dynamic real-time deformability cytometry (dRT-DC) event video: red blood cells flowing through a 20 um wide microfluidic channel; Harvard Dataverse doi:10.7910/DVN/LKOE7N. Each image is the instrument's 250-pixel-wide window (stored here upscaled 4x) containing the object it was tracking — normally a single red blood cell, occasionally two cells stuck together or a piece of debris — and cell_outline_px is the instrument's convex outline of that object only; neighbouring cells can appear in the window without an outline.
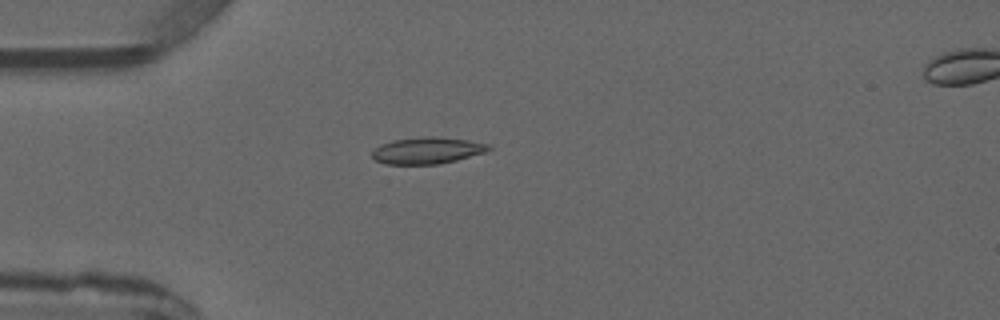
{"species": "common noctule bat (a hibernating species)", "species_latin": "Nyctalus noctula", "temperature_condition": "warm", "stored_images_in_passage": 5, "camera_frame_rate_fps": 3000, "um_per_image_px": 0.085, "animal": {"sex": "male", "forearm_length_mm": 52.5}, "frame": {"image": 1, "passage_image": 4, "time_ms": 3.667, "image_size_px": [1000, 320], "cell_outline_px": [[492, 148], [484, 152], [456, 160], [440, 164], [384, 164], [376, 160], [372, 156], [372, 152], [380, 144], [392, 140], [428, 136], [432, 136], [468, 140], [488, 144]], "centroid_in_image_um": [36.29, 12.79], "position_along_channel_um": 48.7, "area_um2": 17.92}}